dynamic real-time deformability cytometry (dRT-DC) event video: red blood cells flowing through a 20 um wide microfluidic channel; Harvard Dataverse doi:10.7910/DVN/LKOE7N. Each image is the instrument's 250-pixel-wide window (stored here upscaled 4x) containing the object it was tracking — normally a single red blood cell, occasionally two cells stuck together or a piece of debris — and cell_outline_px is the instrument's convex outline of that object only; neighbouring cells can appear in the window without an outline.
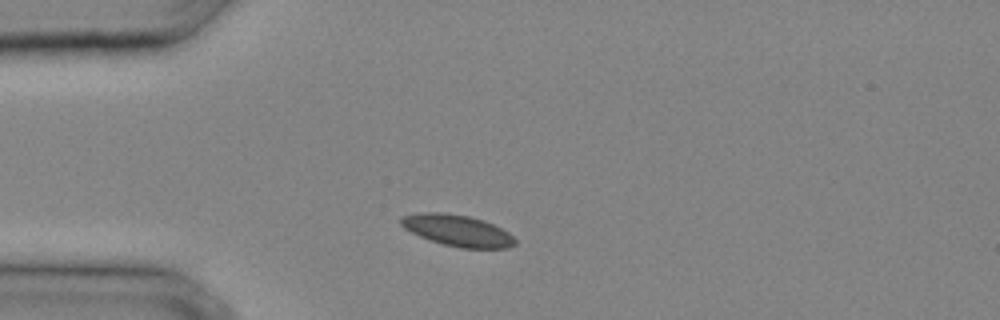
{"species": "common noctule bat (a hibernating species)", "species_latin": "Nyctalus noctula", "temperature_condition": "cold", "stored_images_in_passage": 26, "camera_frame_rate_fps": 3000, "um_per_image_px": 0.085, "animal": {"sex": "male", "body_mass_g": 20.4}, "frame": {"image": 1, "passage_image": 3, "time_ms": 0.667, "image_size_px": [1000, 320], "cell_outline_px": [[516, 244], [508, 248], [460, 248], [428, 240], [404, 228], [400, 224], [400, 216], [420, 212], [444, 212], [468, 216], [484, 220], [508, 232], [516, 240]], "centroid_in_image_um": [38.86, 19.58], "position_along_channel_um": 46.1, "area_um2": 20.92}}
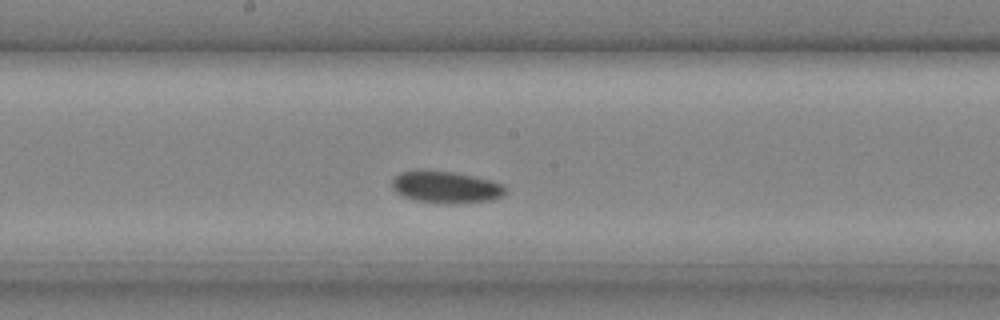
{"frame": {"image": 2, "passage_image": 12, "time_ms": 3.667, "image_size_px": [1000, 320], "cell_outline_px": [[508, 188], [500, 196], [492, 200], [448, 204], [416, 200], [404, 196], [396, 192], [392, 188], [392, 180], [400, 172], [452, 172], [492, 180], [504, 184]], "centroid_in_image_um": [37.95, 15.93], "position_along_channel_um": 210.3, "area_um2": 20.52}}
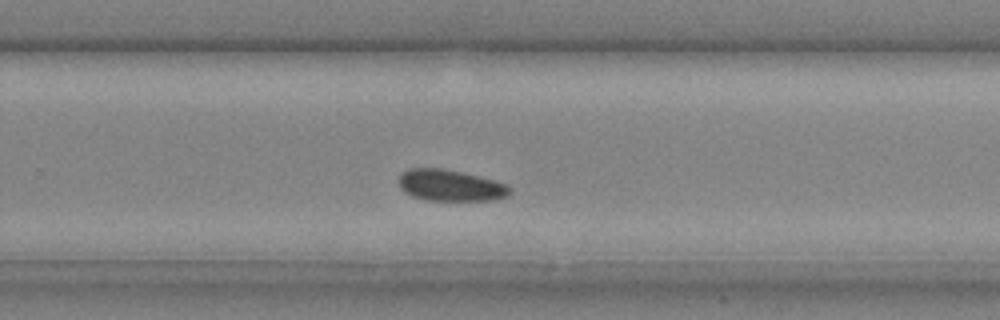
{"frame": {"image": 3, "passage_image": 16, "time_ms": 5.0, "image_size_px": [1000, 320], "cell_outline_px": [[512, 192], [508, 196], [492, 200], [424, 200], [412, 196], [400, 188], [400, 172], [408, 168], [440, 168], [460, 172], [508, 184], [512, 188]], "centroid_in_image_um": [38.29, 15.76], "position_along_channel_um": 291.5, "area_um2": 20.23}}